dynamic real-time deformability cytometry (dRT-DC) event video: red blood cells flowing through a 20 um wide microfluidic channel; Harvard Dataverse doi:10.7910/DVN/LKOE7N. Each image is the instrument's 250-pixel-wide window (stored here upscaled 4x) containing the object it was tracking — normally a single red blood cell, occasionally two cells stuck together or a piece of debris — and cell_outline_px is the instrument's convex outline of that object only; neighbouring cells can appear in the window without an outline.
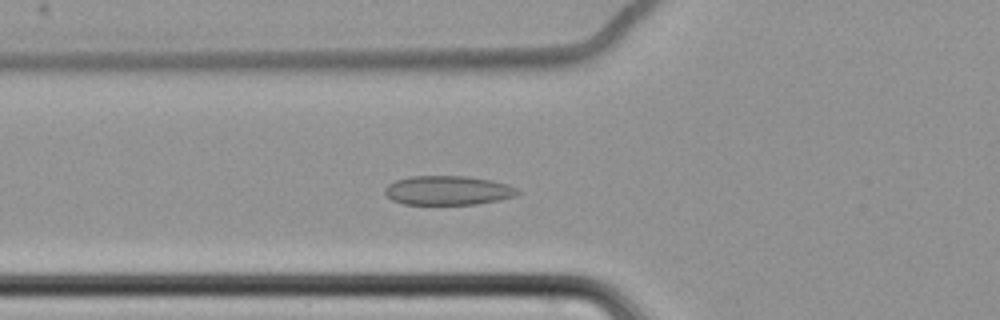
{"species": "common noctule bat (a hibernating species)", "species_latin": "Nyctalus noctula", "temperature_condition": "cold", "stored_images_in_passage": 63, "segment_of_instrument_passage": [1, 2], "camera_frame_rate_fps": 3000, "um_per_image_px": 0.085, "animal": {"sex": "female", "body_mass_g": 22.7, "forearm_length_mm": 54.2}, "frame": {"image": 1, "passage_image": 24, "time_ms": 7.667, "image_size_px": [1000, 320], "cell_outline_px": [[520, 192], [512, 196], [500, 200], [476, 204], [404, 204], [392, 200], [384, 192], [384, 188], [388, 184], [396, 180], [408, 176], [464, 176], [492, 180], [508, 184], [516, 188]], "centroid_in_image_um": [38.05, 16.18], "position_along_channel_um": 87.8, "area_um2": 22.54}}
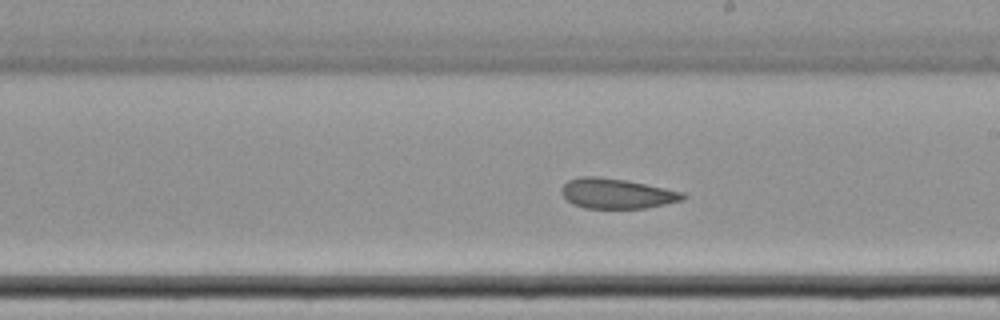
{"frame": {"image": 2, "passage_image": 37, "time_ms": 12.0, "image_size_px": [1000, 320], "cell_outline_px": [[688, 196], [684, 200], [644, 208], [584, 208], [572, 204], [560, 192], [560, 188], [568, 180], [580, 176], [600, 176], [628, 180], [684, 192]], "centroid_in_image_um": [52.42, 16.44], "position_along_channel_um": 236.6, "area_um2": 21.5}}
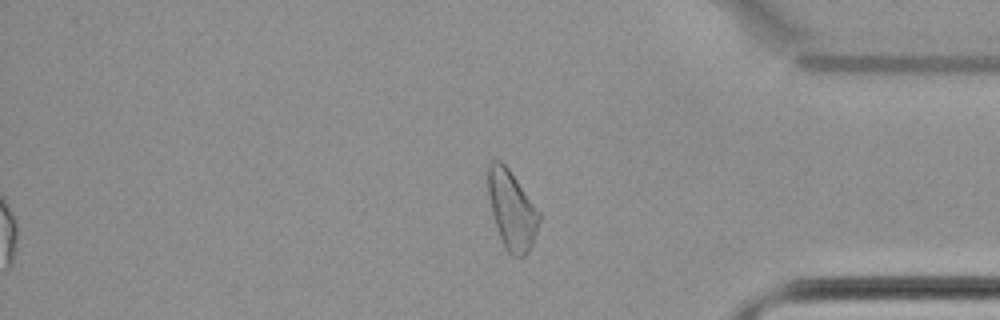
{"frame": {"image": 3, "passage_image": 52, "time_ms": 17.0, "image_size_px": [1000, 320], "cell_outline_px": [[540, 220], [532, 244], [528, 252], [524, 256], [512, 256], [508, 252], [500, 236], [492, 212], [488, 192], [488, 164], [492, 160], [500, 160], [508, 168], [540, 212]], "centroid_in_image_um": [43.51, 17.83], "position_along_channel_um": 391.7, "area_um2": 23.0}}